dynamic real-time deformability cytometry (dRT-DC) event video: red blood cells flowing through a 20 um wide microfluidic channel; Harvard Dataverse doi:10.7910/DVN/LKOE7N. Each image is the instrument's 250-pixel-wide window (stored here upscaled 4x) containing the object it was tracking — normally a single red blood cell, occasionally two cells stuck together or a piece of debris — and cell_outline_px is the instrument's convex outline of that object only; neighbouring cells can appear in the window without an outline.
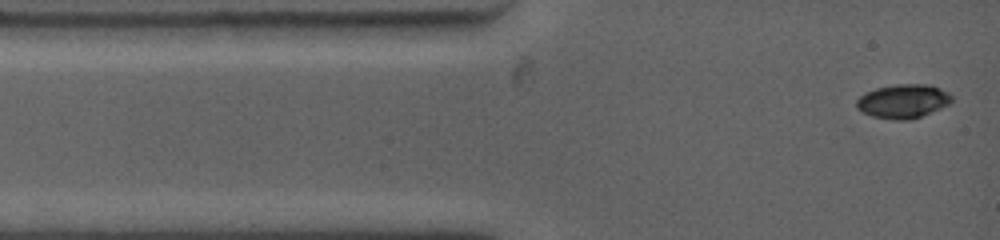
{"species": "common noctule bat (a hibernating species)", "species_latin": "Nyctalus noctula", "temperature_condition": "warm", "stored_images_in_passage": 31, "camera_frame_rate_fps": 4500, "um_per_image_px": 0.085, "animal": {"sex": "female", "body_mass_g": 19.0, "forearm_length_mm": 53.3}, "frame": {"image": 1, "passage_image": 1, "time_ms": 0.0, "image_size_px": [1000, 240], "cell_outline_px": [[952, 100], [948, 104], [940, 108], [912, 120], [896, 120], [872, 116], [856, 108], [856, 100], [864, 92], [876, 88], [896, 84], [932, 84], [948, 92], [952, 96]], "centroid_in_image_um": [76.76, 8.59], "position_along_channel_um": 8.2, "area_um2": 18.9}}
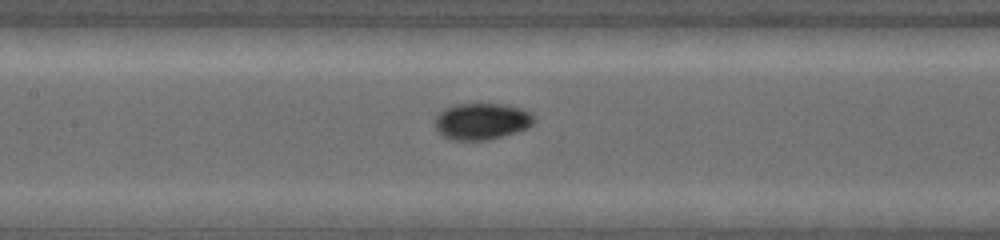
{"frame": {"image": 2, "passage_image": 12, "time_ms": 5.111, "image_size_px": [1000, 240], "cell_outline_px": [[536, 120], [528, 128], [516, 132], [488, 140], [452, 140], [444, 136], [436, 128], [436, 116], [444, 108], [456, 104], [504, 104], [520, 108], [528, 112]], "centroid_in_image_um": [40.95, 10.31], "position_along_channel_um": 166.5, "area_um2": 20.92}}
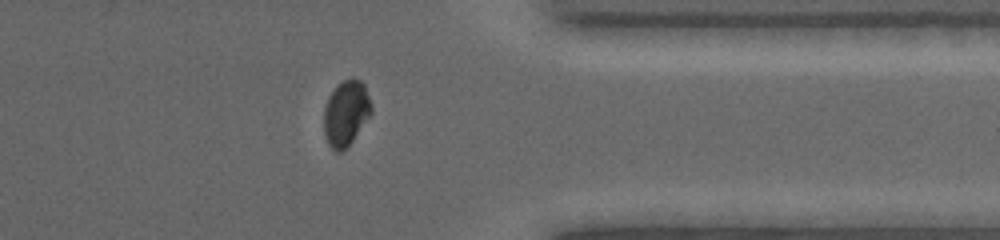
{"frame": {"image": 3, "passage_image": 24, "time_ms": 10.889, "image_size_px": [1000, 240], "cell_outline_px": [[372, 112], [352, 140], [340, 152], [336, 152], [328, 144], [324, 132], [324, 108], [328, 96], [344, 80], [352, 76], [360, 80], [364, 84], [372, 104]], "centroid_in_image_um": [29.41, 9.59], "position_along_channel_um": 382.0, "area_um2": 17.86}, "authors_computed_cell_mechanics": {"area_um2": 19.652, "velocity_mm_per_s": 3.885, "shape_relaxation_time_tau1_ms": 3.9852, "shape_relaxation_time_tau2_ms": null, "deformation_change_tau1": 0.178, "deformation_change_tau2": null}}